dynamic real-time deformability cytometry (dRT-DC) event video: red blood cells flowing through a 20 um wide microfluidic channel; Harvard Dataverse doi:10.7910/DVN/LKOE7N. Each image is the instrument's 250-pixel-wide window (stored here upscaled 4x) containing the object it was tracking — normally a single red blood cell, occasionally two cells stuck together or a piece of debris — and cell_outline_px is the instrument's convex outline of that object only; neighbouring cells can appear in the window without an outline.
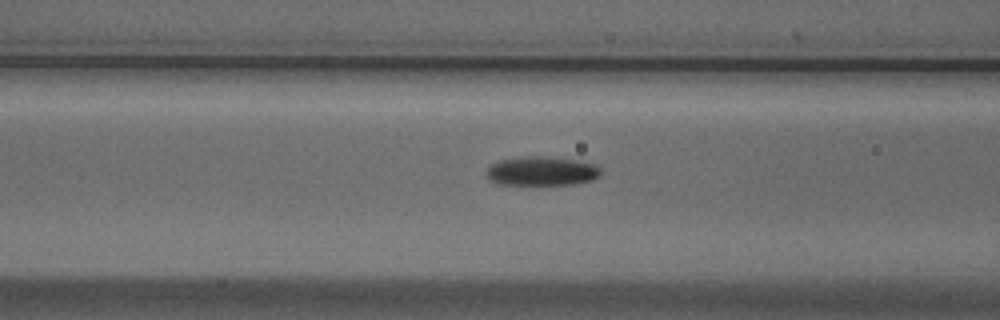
{"species": "Egyptian fruit bat (a non-hibernating species)", "species_latin": "Rousettus aegyptiacus", "temperature_condition": "cold", "stored_images_in_passage": 8, "camera_frame_rate_fps": 3000, "um_per_image_px": 0.085, "animal": {"sex": "male"}, "frame": {"image": 1, "passage_image": 6, "time_ms": 1.667, "image_size_px": [1000, 320], "cell_outline_px": [[600, 176], [592, 180], [576, 184], [500, 184], [488, 180], [488, 168], [492, 164], [500, 160], [524, 156], [540, 156], [576, 160], [596, 164], [600, 168]], "centroid_in_image_um": [46.07, 14.54], "position_along_channel_um": 120.5, "area_um2": 19.25}}